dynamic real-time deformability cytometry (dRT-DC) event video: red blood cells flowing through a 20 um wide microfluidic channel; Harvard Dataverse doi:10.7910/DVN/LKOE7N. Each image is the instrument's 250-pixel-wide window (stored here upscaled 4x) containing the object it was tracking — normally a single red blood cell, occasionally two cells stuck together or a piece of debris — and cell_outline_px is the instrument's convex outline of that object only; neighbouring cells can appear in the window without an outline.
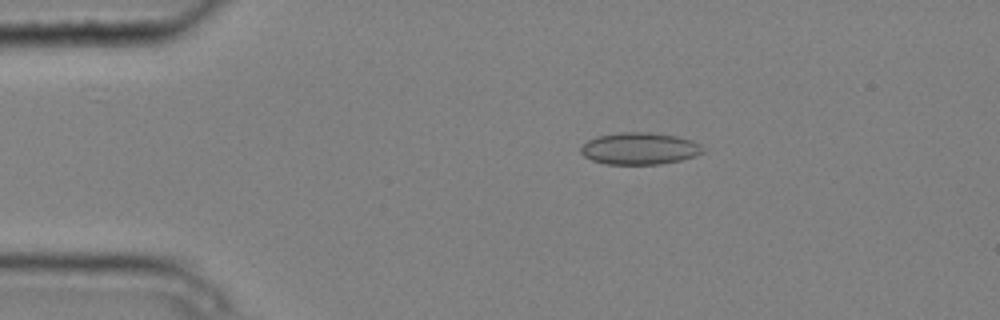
{"species": "common noctule bat (a hibernating species)", "species_latin": "Nyctalus noctula", "temperature_condition": "cold", "stored_images_in_passage": 3, "camera_frame_rate_fps": 3000, "um_per_image_px": 0.085, "animal": {"sex": "male", "body_mass_g": 20.4}, "frame": {"image": 1, "passage_image": 2, "time_ms": 0.333, "image_size_px": [1000, 320], "cell_outline_px": [[704, 152], [696, 156], [680, 160], [660, 164], [608, 164], [592, 160], [584, 156], [580, 152], [580, 148], [588, 140], [596, 136], [620, 132], [648, 132], [676, 136], [692, 140], [700, 144]], "centroid_in_image_um": [54.36, 12.62], "position_along_channel_um": 30.6, "area_um2": 22.72}}